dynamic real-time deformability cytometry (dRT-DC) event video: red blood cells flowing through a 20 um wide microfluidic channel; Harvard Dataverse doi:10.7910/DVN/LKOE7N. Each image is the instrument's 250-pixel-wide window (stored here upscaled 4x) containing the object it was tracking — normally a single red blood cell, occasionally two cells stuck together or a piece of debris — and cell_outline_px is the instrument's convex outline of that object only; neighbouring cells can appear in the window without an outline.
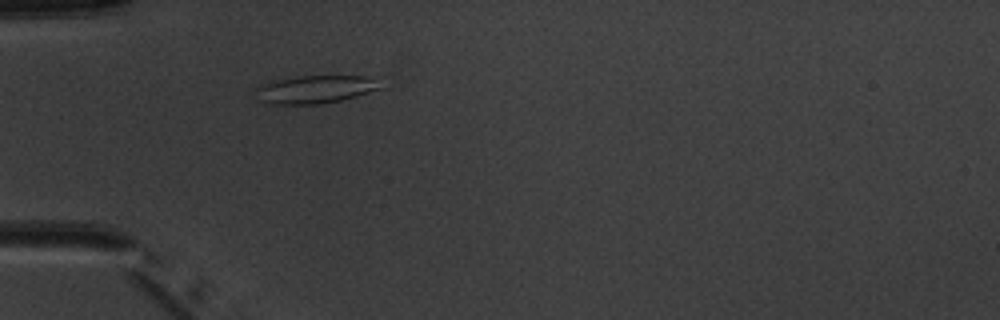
{"species": "common noctule bat (a hibernating species)", "species_latin": "Nyctalus noctula", "temperature_condition": "warm", "stored_images_in_passage": 2, "camera_frame_rate_fps": 3000, "um_per_image_px": 0.085, "animal": {"sex": "male", "body_mass_g": 20.1, "forearm_length_mm": 53.5}, "frame": {"image": 1, "passage_image": 2, "time_ms": 1.333, "image_size_px": [1000, 320], "cell_outline_px": [[384, 88], [356, 96], [340, 100], [316, 104], [272, 104], [256, 100], [256, 88], [260, 84], [276, 80], [296, 76], [368, 76]], "centroid_in_image_um": [26.73, 7.6], "position_along_channel_um": 58.3, "area_um2": 20.23}}